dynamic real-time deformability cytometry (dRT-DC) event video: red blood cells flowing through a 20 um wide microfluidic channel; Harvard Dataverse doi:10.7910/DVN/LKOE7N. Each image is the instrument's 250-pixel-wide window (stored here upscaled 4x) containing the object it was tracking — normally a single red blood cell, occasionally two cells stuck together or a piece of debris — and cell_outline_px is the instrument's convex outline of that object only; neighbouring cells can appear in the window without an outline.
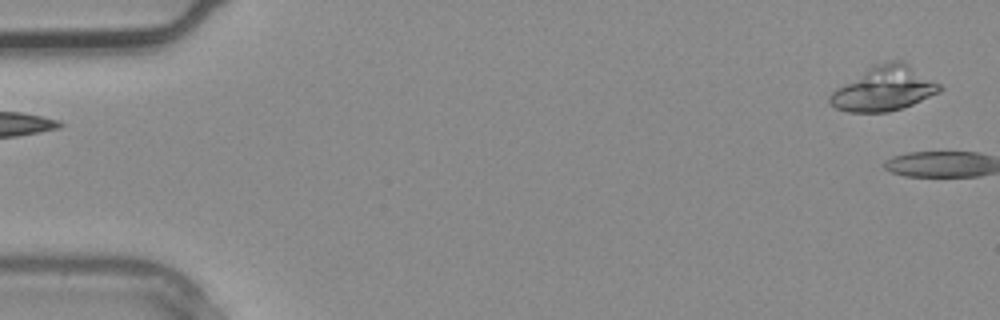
{"species": "common noctule bat (a hibernating species)", "species_latin": "Nyctalus noctula", "temperature_condition": "warm", "stored_images_in_passage": 2, "segment_of_instrument_passage": [2, 2], "camera_frame_rate_fps": 3000, "um_per_image_px": 0.085, "animal": {"sex": "male", "body_mass_g": 20.4}, "frame": {"image": 1, "passage_image": 2, "time_ms": 0.333, "image_size_px": [1000, 320], "cell_outline_px": [[944, 88], [940, 92], [912, 104], [888, 112], [848, 112], [836, 108], [828, 100], [828, 96], [836, 88], [872, 64], [892, 60], [904, 60], [940, 84]], "centroid_in_image_um": [75.15, 7.51], "position_along_channel_um": 9.8, "area_um2": 28.61}}